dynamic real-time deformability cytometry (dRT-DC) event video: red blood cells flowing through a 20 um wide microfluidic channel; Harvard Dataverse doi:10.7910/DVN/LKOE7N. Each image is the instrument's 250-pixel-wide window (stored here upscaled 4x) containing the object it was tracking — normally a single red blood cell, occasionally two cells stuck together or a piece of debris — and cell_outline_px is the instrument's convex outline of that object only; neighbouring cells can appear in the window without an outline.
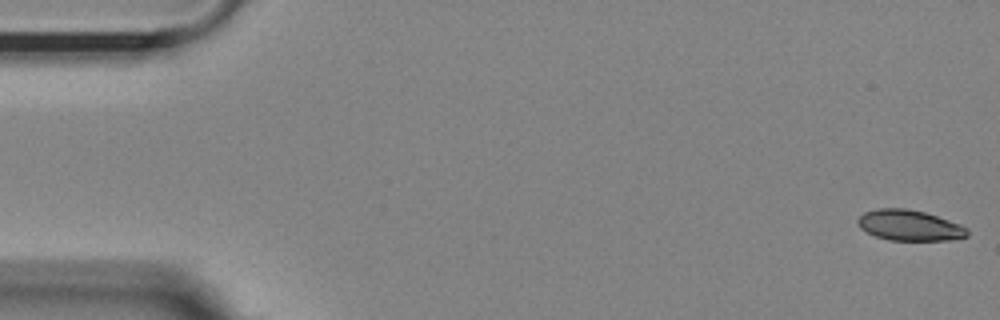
{"species": "Egyptian fruit bat (a non-hibernating species)", "species_latin": "Rousettus aegyptiacus", "temperature_condition": "room temperature", "stored_images_in_passage": 8, "camera_frame_rate_fps": 3000, "um_per_image_px": 0.085, "animal": {"sex": "female"}, "frame": {"image": 1, "passage_image": 1, "time_ms": 0.0, "image_size_px": [1000, 320], "cell_outline_px": [[968, 236], [952, 240], [888, 240], [876, 236], [860, 228], [856, 220], [864, 212], [876, 208], [908, 208], [924, 212], [960, 224], [968, 228]], "centroid_in_image_um": [77.3, 19.15], "position_along_channel_um": 7.7, "area_um2": 19.59}}